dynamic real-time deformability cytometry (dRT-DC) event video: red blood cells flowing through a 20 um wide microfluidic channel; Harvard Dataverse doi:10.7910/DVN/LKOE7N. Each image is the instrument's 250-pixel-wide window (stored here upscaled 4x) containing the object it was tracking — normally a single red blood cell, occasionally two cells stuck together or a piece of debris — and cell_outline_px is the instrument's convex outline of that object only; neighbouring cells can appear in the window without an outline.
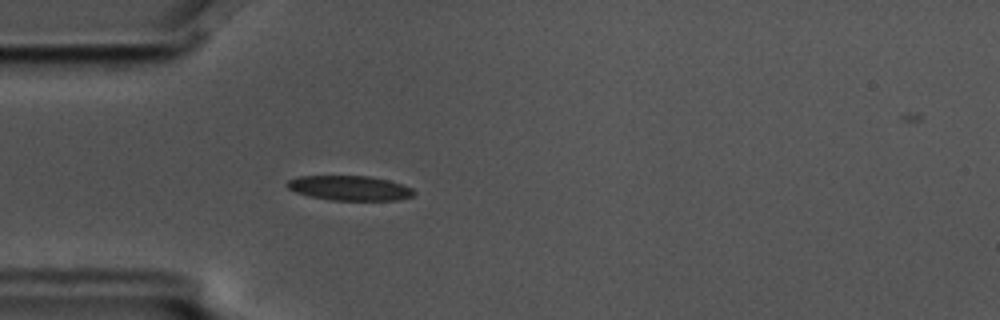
{"species": "common noctule bat (a hibernating species)", "species_latin": "Nyctalus noctula", "temperature_condition": "cold", "stored_images_in_passage": 3, "camera_frame_rate_fps": 3000, "um_per_image_px": 0.085, "animal": {"sex": "male", "body_mass_g": 17.5, "forearm_length_mm": 52.3}, "frame": {"image": 1, "passage_image": 3, "time_ms": 0.667, "image_size_px": [1000, 320], "cell_outline_px": [[416, 192], [412, 196], [396, 200], [332, 200], [308, 196], [296, 192], [288, 188], [284, 184], [288, 180], [300, 176], [368, 176], [388, 180], [412, 188]], "centroid_in_image_um": [29.69, 15.98], "position_along_channel_um": 55.3, "area_um2": 18.21}}